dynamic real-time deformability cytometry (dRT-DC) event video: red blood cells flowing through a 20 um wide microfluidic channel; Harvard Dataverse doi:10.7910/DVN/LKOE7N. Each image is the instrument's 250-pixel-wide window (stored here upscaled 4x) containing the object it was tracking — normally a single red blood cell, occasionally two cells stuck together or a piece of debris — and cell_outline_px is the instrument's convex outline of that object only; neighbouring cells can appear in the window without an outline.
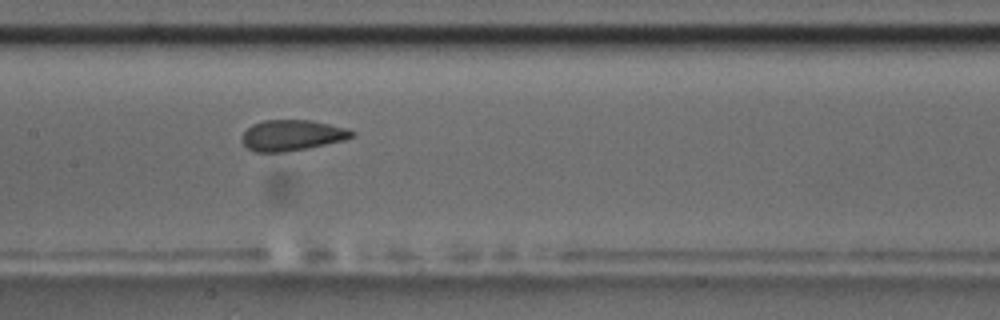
{"species": "common noctule bat (a hibernating species)", "species_latin": "Nyctalus noctula", "temperature_condition": "room temperature", "stored_images_in_passage": 8, "camera_frame_rate_fps": 3000, "um_per_image_px": 0.085, "animal": {"sex": "male", "body_mass_g": 17.5, "forearm_length_mm": 52.3}, "frame": {"image": 1, "passage_image": 8, "time_ms": 9.0, "image_size_px": [1000, 320], "cell_outline_px": [[356, 132], [352, 136], [344, 140], [284, 152], [256, 152], [248, 148], [240, 140], [244, 132], [252, 124], [264, 120], [312, 120], [348, 128]], "centroid_in_image_um": [24.81, 11.48], "position_along_channel_um": 182.6, "area_um2": 19.59}}